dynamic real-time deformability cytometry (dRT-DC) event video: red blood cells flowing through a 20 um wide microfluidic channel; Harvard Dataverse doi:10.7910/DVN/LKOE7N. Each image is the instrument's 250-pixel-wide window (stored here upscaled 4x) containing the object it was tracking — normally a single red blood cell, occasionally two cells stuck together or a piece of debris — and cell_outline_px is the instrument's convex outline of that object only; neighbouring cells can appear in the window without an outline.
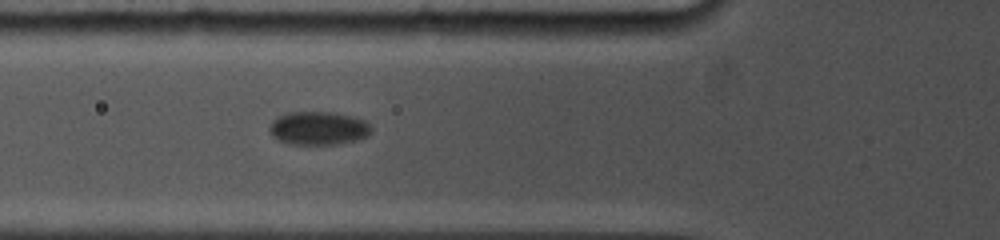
{"species": "common noctule bat (a hibernating species)", "species_latin": "Nyctalus noctula", "temperature_condition": "cold", "stored_images_in_passage": 3, "camera_frame_rate_fps": 5000, "um_per_image_px": 0.085, "animal": {"sex": "female", "body_mass_g": 19.0, "forearm_length_mm": 53.3}, "frame": {"image": 1, "passage_image": 3, "time_ms": 1.8, "image_size_px": [1000, 240], "cell_outline_px": [[372, 132], [368, 136], [360, 140], [336, 144], [288, 144], [276, 140], [272, 136], [268, 128], [272, 120], [284, 112], [332, 112], [352, 116], [364, 120], [372, 128]], "centroid_in_image_um": [27.04, 10.9], "position_along_channel_um": 98.8, "area_um2": 20.17}}